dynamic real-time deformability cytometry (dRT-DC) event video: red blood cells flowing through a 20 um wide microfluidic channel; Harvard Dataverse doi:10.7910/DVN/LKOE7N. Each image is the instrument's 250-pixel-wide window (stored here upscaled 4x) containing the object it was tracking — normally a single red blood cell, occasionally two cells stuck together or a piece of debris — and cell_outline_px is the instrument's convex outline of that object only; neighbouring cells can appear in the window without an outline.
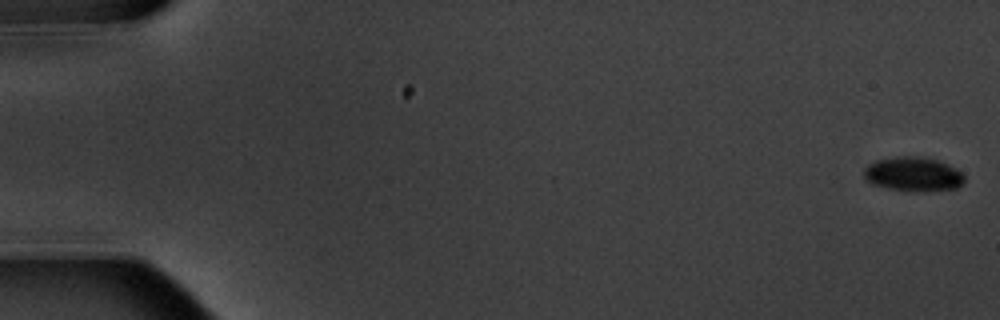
{"species": "common noctule bat (a hibernating species)", "species_latin": "Nyctalus noctula", "temperature_condition": "warm", "stored_images_in_passage": 6, "camera_frame_rate_fps": 3000, "um_per_image_px": 0.085, "animal": {"sex": "male", "body_mass_g": 20.1, "forearm_length_mm": 53.5}, "frame": {"image": 1, "passage_image": 1, "time_ms": 0.0, "image_size_px": [1000, 320], "cell_outline_px": [[964, 184], [956, 188], [924, 192], [908, 192], [888, 188], [872, 184], [864, 176], [864, 168], [868, 164], [876, 160], [896, 156], [920, 156], [936, 160], [948, 164], [956, 168], [964, 176]], "centroid_in_image_um": [77.63, 14.81], "position_along_channel_um": 7.4, "area_um2": 20.35}}
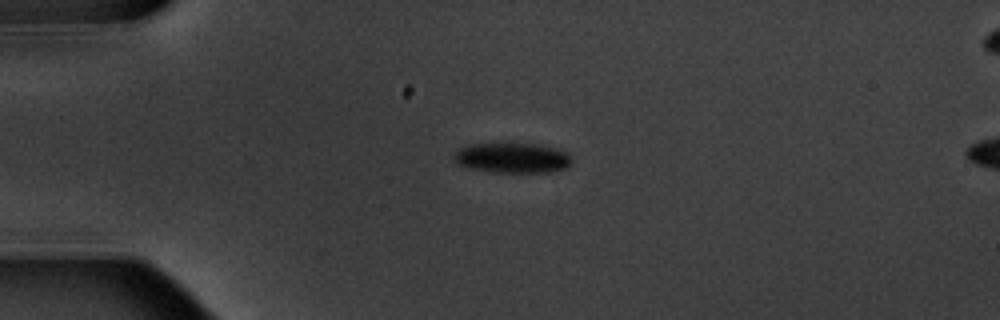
{"frame": {"image": 2, "passage_image": 5, "time_ms": 4.667, "image_size_px": [1000, 320], "cell_outline_px": [[572, 164], [568, 168], [548, 172], [496, 172], [468, 168], [456, 164], [452, 156], [460, 148], [468, 144], [500, 140], [512, 140], [536, 144], [556, 148], [568, 152], [572, 156]], "centroid_in_image_um": [43.54, 13.36], "position_along_channel_um": 41.5, "area_um2": 22.02}}